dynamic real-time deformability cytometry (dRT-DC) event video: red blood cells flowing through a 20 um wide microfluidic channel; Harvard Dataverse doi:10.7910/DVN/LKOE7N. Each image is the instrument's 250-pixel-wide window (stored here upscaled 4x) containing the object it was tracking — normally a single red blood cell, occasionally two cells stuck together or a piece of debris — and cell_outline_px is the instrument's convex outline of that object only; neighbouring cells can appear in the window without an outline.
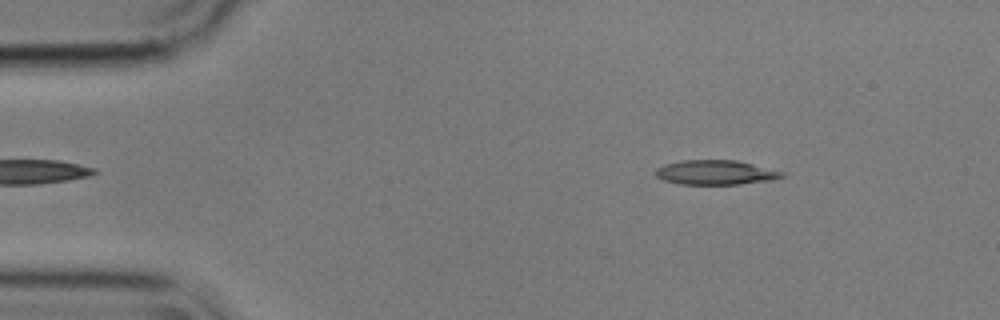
{"species": "common noctule bat (a hibernating species)", "species_latin": "Nyctalus noctula", "temperature_condition": "cold", "stored_images_in_passage": 23, "camera_frame_rate_fps": 3000, "um_per_image_px": 0.085, "animal": {"sex": "male", "body_mass_g": 17.9}, "frame": {"image": 1, "passage_image": 3, "time_ms": 0.667, "image_size_px": [1000, 320], "cell_outline_px": [[788, 176], [772, 180], [740, 184], [680, 184], [664, 180], [656, 176], [656, 168], [664, 164], [680, 160], [736, 160], [784, 172]], "centroid_in_image_um": [60.84, 14.66], "position_along_channel_um": 24.2, "area_um2": 18.09}}
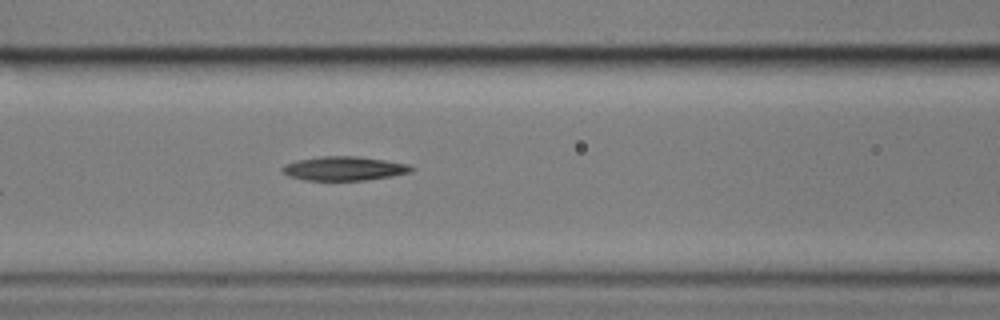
{"frame": {"image": 2, "passage_image": 18, "time_ms": 5.667, "image_size_px": [1000, 320], "cell_outline_px": [[416, 168], [412, 172], [392, 176], [368, 180], [304, 180], [288, 176], [280, 168], [284, 164], [300, 160], [320, 156], [356, 156], [384, 160], [408, 164]], "centroid_in_image_um": [29.27, 14.32], "position_along_channel_um": 137.3, "area_um2": 18.09}}
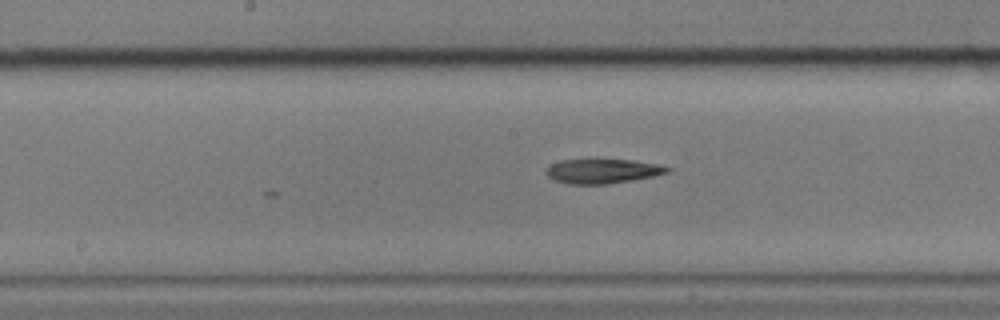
{"frame": {"image": 3, "passage_image": 23, "time_ms": 7.333, "image_size_px": [1000, 320], "cell_outline_px": [[672, 168], [668, 172], [656, 176], [608, 184], [568, 184], [556, 180], [548, 176], [544, 172], [552, 164], [560, 160], [588, 156], [632, 160], [656, 164]], "centroid_in_image_um": [51.19, 14.49], "position_along_channel_um": 197.0, "area_um2": 18.15}}